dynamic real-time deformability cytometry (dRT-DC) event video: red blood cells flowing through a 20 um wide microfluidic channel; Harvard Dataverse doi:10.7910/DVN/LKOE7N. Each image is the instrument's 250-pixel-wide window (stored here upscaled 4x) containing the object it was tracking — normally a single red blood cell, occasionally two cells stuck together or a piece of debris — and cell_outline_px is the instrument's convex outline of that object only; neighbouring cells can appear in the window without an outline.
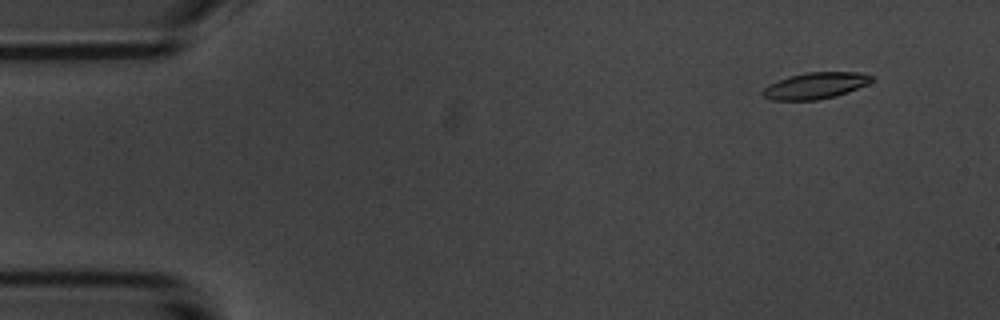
{"species": "common noctule bat (a hibernating species)", "species_latin": "Nyctalus noctula", "temperature_condition": "room temperature", "stored_images_in_passage": 4, "camera_frame_rate_fps": 3000, "um_per_image_px": 0.085, "animal": {"sex": "male", "body_mass_g": 20.1, "forearm_length_mm": 53.5}, "frame": {"image": 1, "passage_image": 1, "time_ms": 0.0, "image_size_px": [1000, 320], "cell_outline_px": [[876, 76], [868, 84], [848, 92], [836, 96], [816, 100], [772, 100], [764, 96], [760, 92], [768, 84], [788, 76], [808, 72], [860, 72]], "centroid_in_image_um": [69.32, 7.27], "position_along_channel_um": 15.7, "area_um2": 16.88}}
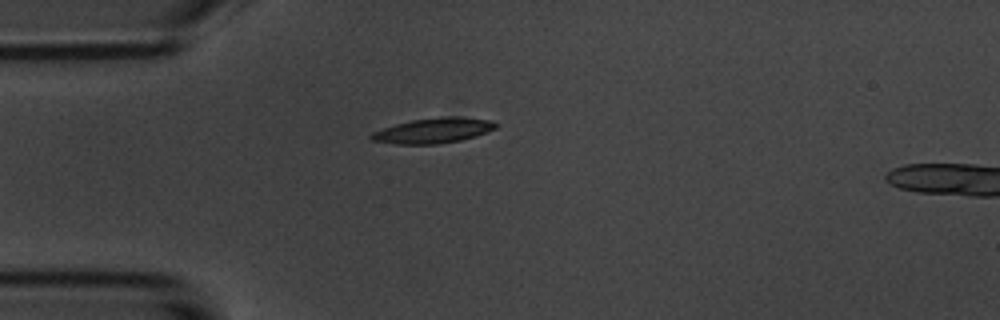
{"frame": {"image": 2, "passage_image": 4, "time_ms": 3.333, "image_size_px": [1000, 320], "cell_outline_px": [[496, 128], [476, 136], [460, 140], [436, 144], [396, 144], [372, 140], [368, 136], [372, 132], [396, 124], [412, 120], [448, 116], [460, 116], [492, 120], [496, 124]], "centroid_in_image_um": [36.84, 11.09], "position_along_channel_um": 48.2, "area_um2": 18.15}}